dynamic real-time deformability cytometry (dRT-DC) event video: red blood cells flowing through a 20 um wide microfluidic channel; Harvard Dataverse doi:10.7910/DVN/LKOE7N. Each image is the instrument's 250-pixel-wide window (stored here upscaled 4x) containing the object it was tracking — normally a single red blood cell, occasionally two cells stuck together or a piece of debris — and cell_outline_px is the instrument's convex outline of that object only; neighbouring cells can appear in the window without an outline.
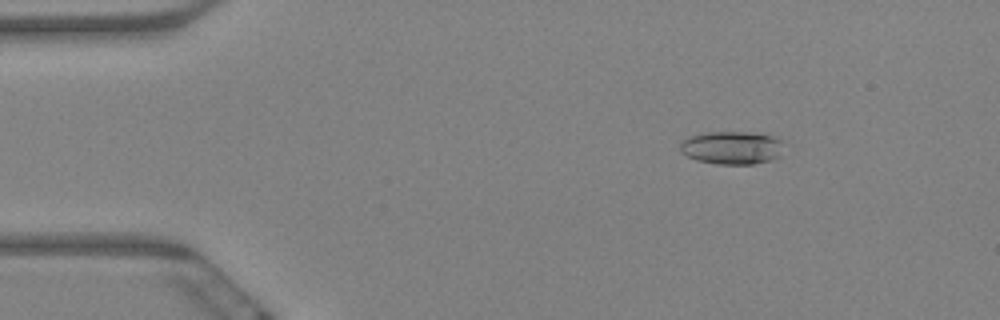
{"species": "Egyptian fruit bat (a non-hibernating species)", "species_latin": "Rousettus aegyptiacus", "temperature_condition": "warm", "stored_images_in_passage": 7, "camera_frame_rate_fps": 3000, "um_per_image_px": 0.085, "animal": {"sex": "female"}, "frame": {"image": 1, "passage_image": 3, "time_ms": 0.667, "image_size_px": [1000, 320], "cell_outline_px": [[784, 140], [780, 156], [768, 160], [752, 164], [720, 164], [696, 160], [680, 152], [680, 144], [688, 136], [704, 132], [764, 132], [780, 136]], "centroid_in_image_um": [62.27, 12.52], "position_along_channel_um": 22.7, "area_um2": 20.46}}
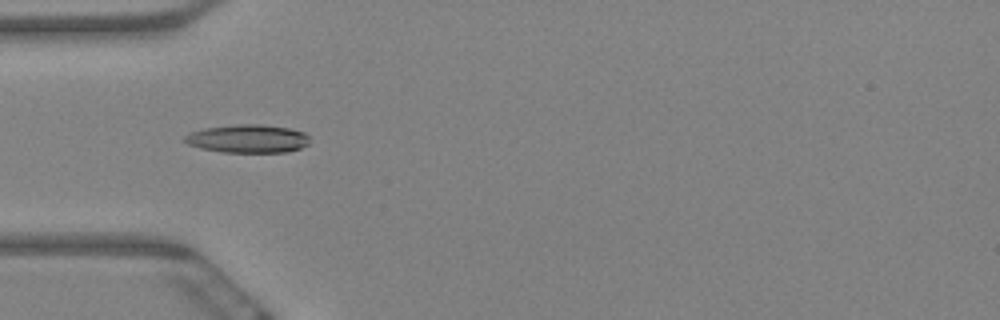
{"frame": {"image": 2, "passage_image": 6, "time_ms": 1.667, "image_size_px": [1000, 320], "cell_outline_px": [[308, 144], [300, 148], [288, 152], [224, 152], [200, 148], [188, 144], [184, 140], [184, 136], [192, 132], [204, 128], [236, 124], [260, 124], [288, 128], [304, 132], [308, 136]], "centroid_in_image_um": [21.06, 11.79], "position_along_channel_um": 63.9, "area_um2": 20.46}}
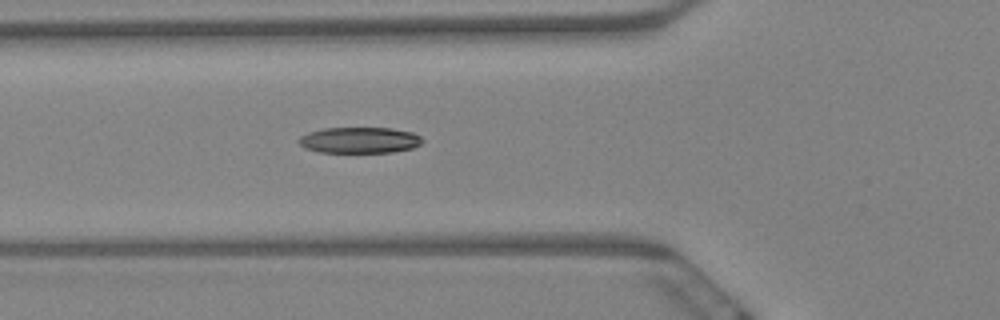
{"frame": {"image": 3, "passage_image": 7, "time_ms": 2.0, "image_size_px": [1000, 320], "cell_outline_px": [[424, 140], [420, 144], [412, 148], [392, 152], [320, 152], [304, 148], [296, 140], [300, 136], [308, 132], [324, 128], [392, 128], [412, 132], [420, 136]], "centroid_in_image_um": [30.54, 11.91], "position_along_channel_um": 95.3, "area_um2": 18.79}}